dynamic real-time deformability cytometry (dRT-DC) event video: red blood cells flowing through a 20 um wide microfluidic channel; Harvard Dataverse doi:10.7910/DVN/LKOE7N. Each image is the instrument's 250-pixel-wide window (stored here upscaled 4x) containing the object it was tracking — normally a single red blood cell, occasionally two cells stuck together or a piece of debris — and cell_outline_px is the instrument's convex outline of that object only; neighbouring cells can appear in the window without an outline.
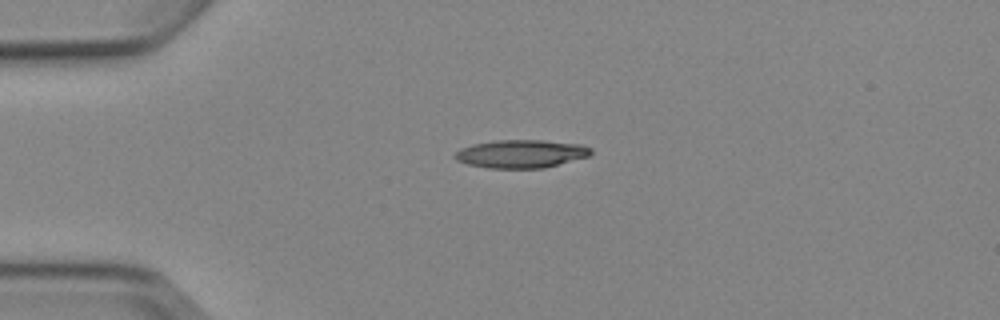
{"species": "Egyptian fruit bat (a non-hibernating species)", "species_latin": "Rousettus aegyptiacus", "temperature_condition": "cold", "stored_images_in_passage": 7, "camera_frame_rate_fps": 3000, "um_per_image_px": 0.085, "animal": {"sex": "female"}, "frame": {"image": 1, "passage_image": 1, "time_ms": 0.0, "image_size_px": [1000, 320], "cell_outline_px": [[592, 152], [588, 156], [544, 168], [488, 168], [468, 164], [456, 160], [452, 156], [460, 148], [472, 144], [496, 140], [544, 140], [580, 144], [592, 148]], "centroid_in_image_um": [44.26, 13.07], "position_along_channel_um": 40.7, "area_um2": 22.31}}
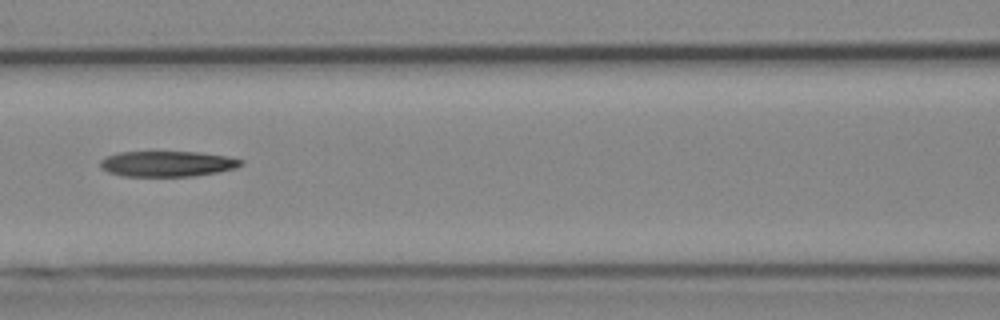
{"frame": {"image": 2, "passage_image": 4, "time_ms": 3.667, "image_size_px": [1000, 320], "cell_outline_px": [[244, 164], [236, 168], [216, 172], [192, 176], [120, 176], [108, 172], [100, 168], [100, 160], [108, 156], [120, 152], [200, 152], [224, 156], [244, 160]], "centroid_in_image_um": [14.21, 13.92], "position_along_channel_um": 152.4, "area_um2": 20.92}}
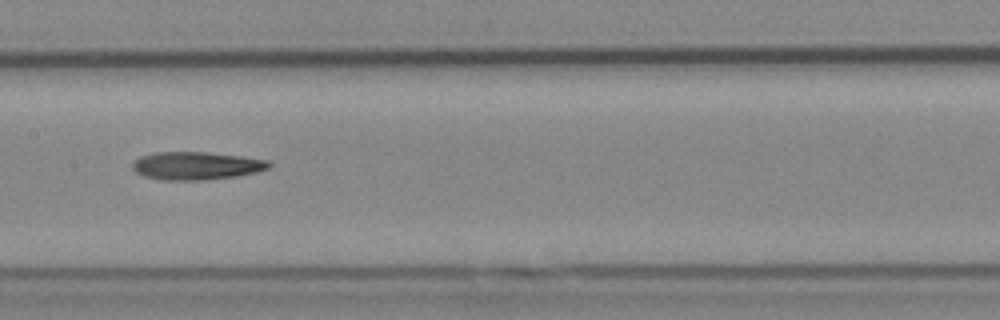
{"frame": {"image": 3, "passage_image": 5, "time_ms": 4.667, "image_size_px": [1000, 320], "cell_outline_px": [[272, 164], [268, 168], [256, 172], [236, 176], [204, 180], [160, 180], [144, 176], [136, 172], [132, 168], [132, 164], [140, 156], [156, 152], [204, 152], [240, 156], [268, 160]], "centroid_in_image_um": [16.67, 14.09], "position_along_channel_um": 190.7, "area_um2": 22.14}}